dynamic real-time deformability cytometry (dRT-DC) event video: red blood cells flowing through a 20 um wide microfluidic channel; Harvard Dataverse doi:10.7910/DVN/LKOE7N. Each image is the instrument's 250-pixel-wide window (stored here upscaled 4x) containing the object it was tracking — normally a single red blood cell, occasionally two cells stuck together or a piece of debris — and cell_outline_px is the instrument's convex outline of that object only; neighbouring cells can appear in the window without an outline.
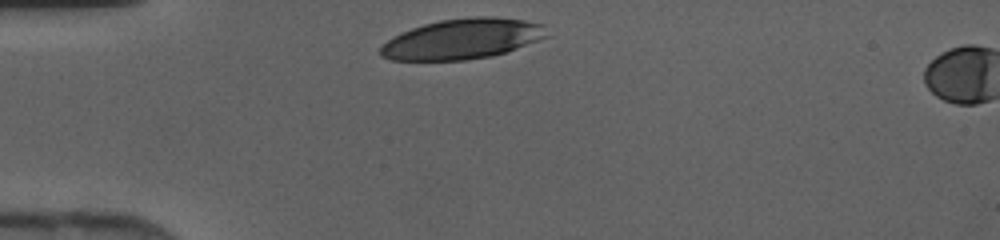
{"species": "human", "species_latin": "Homo sapiens", "temperature_condition": "cold", "stored_images_in_passage": 3, "camera_frame_rate_fps": 3000, "um_per_image_px": 0.085, "donor": {"sex": "female"}, "frame": {"image": 1, "passage_image": 1, "time_ms": 0.0, "image_size_px": [1000, 240], "cell_outline_px": [[548, 36], [516, 48], [492, 56], [464, 60], [392, 60], [380, 56], [380, 48], [388, 40], [412, 28], [424, 24], [440, 20], [476, 16], [492, 16], [524, 20], [544, 24]], "centroid_in_image_um": [39.31, 3.3], "position_along_channel_um": 45.7, "area_um2": 38.73}}